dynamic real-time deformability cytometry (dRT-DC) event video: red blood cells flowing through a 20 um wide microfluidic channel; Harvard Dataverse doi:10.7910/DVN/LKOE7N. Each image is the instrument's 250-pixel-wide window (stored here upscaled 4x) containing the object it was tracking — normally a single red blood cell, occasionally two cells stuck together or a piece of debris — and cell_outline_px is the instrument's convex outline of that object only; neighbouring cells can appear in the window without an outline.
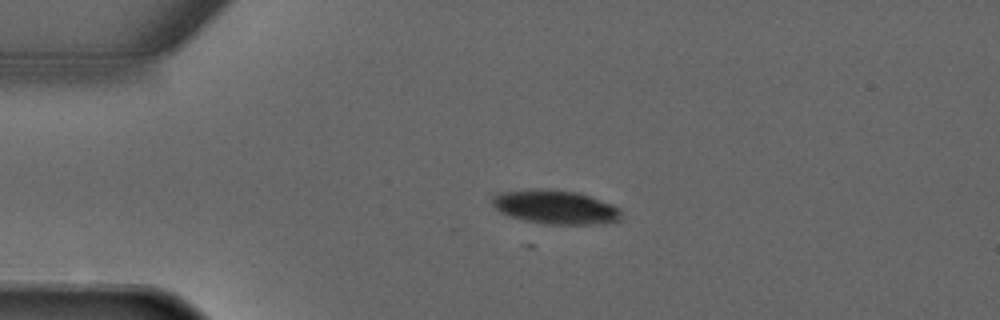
{"species": "common noctule bat (a hibernating species)", "species_latin": "Nyctalus noctula", "temperature_condition": "warm", "stored_images_in_passage": 4, "camera_frame_rate_fps": 3000, "um_per_image_px": 0.085, "animal": {"sex": "male", "forearm_length_mm": 52.5}, "frame": {"image": 1, "passage_image": 2, "time_ms": 2.0, "image_size_px": [1000, 320], "cell_outline_px": [[620, 220], [600, 224], [544, 224], [524, 220], [500, 212], [492, 204], [492, 196], [500, 192], [536, 188], [540, 188], [576, 192], [612, 204], [620, 212]], "centroid_in_image_um": [47.17, 17.6], "position_along_channel_um": 37.8, "area_um2": 25.26}}